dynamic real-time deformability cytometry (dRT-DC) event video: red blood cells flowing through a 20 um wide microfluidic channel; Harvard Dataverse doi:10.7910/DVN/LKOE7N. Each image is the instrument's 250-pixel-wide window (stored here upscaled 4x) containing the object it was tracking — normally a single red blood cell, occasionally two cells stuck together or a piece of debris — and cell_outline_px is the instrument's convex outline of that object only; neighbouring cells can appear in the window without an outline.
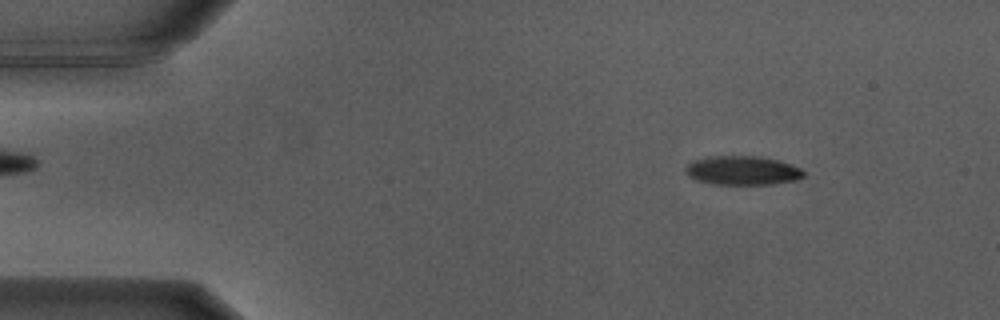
{"species": "Egyptian fruit bat (a non-hibernating species)", "species_latin": "Rousettus aegyptiacus", "temperature_condition": "warm", "stored_images_in_passage": 53, "camera_frame_rate_fps": 3000, "um_per_image_px": 0.085, "animal": {"sex": "male"}, "frame": {"image": 1, "passage_image": 7, "time_ms": 2.0, "image_size_px": [1000, 320], "cell_outline_px": [[804, 176], [796, 180], [772, 184], [712, 184], [696, 180], [688, 176], [684, 168], [692, 160], [704, 156], [760, 156], [780, 160], [800, 168], [804, 172]], "centroid_in_image_um": [63.08, 14.48], "position_along_channel_um": 21.9, "area_um2": 20.17}}
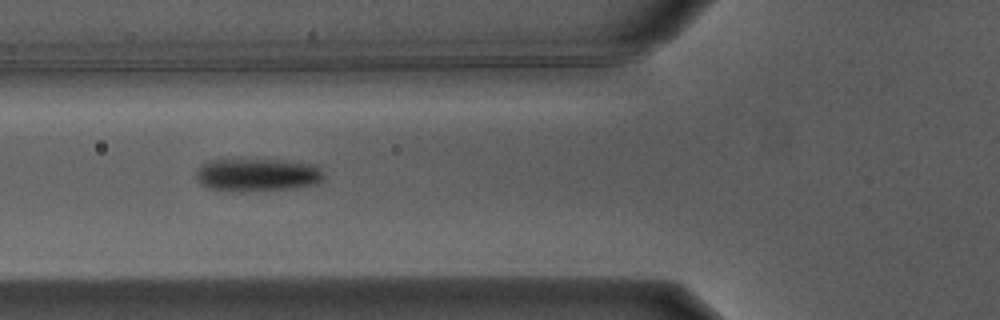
{"frame": {"image": 2, "passage_image": 20, "time_ms": 6.333, "image_size_px": [1000, 320], "cell_outline_px": [[324, 176], [316, 184], [288, 188], [212, 188], [204, 184], [196, 176], [196, 172], [200, 164], [208, 160], [280, 160], [316, 164]], "centroid_in_image_um": [21.92, 14.79], "position_along_channel_um": 103.9, "area_um2": 23.0}}
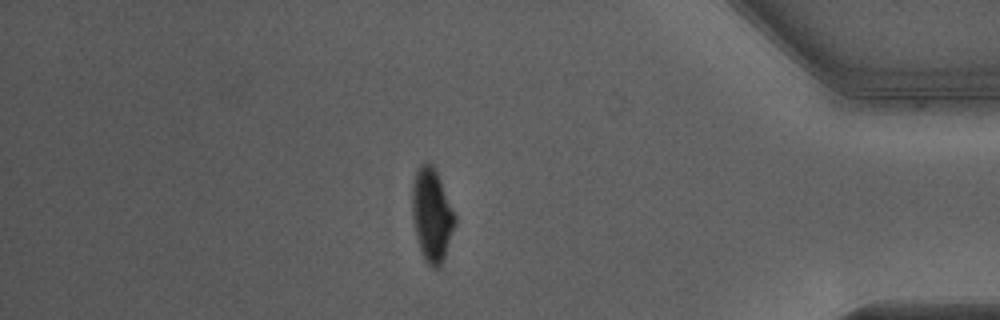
{"frame": {"image": 3, "passage_image": 46, "time_ms": 15.0, "image_size_px": [1000, 320], "cell_outline_px": [[456, 220], [444, 256], [440, 264], [436, 268], [432, 268], [428, 264], [420, 248], [416, 236], [412, 212], [412, 188], [416, 172], [420, 164], [428, 160], [436, 168], [456, 216]], "centroid_in_image_um": [36.7, 18.19], "position_along_channel_um": 398.5, "area_um2": 22.89}, "authors_computed_cell_mechanics": {"area_um2": 22.831, "velocity_mm_per_s": 3.8339, "shape_relaxation_time_tau1_ms": 2.4069, "shape_relaxation_time_tau2_ms": null, "deformation_change_tau1": 0.2003, "deformation_change_tau2": null}}